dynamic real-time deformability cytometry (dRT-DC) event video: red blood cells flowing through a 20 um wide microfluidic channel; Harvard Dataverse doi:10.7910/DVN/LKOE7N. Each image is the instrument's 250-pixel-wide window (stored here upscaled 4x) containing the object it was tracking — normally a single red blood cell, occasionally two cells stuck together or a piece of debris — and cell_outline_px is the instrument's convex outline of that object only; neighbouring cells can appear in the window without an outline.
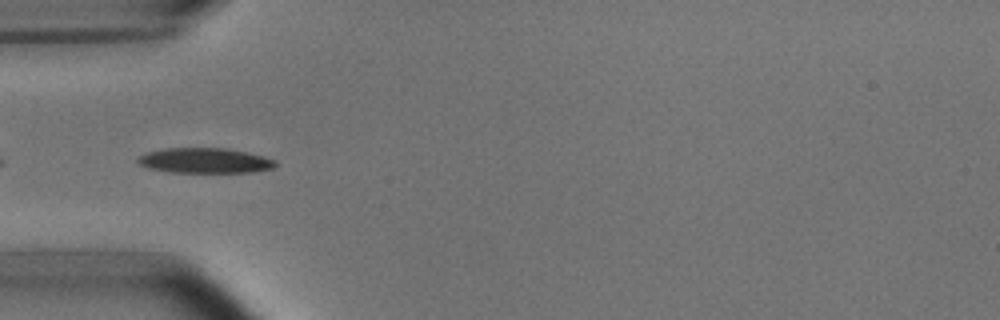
{"species": "common noctule bat (a hibernating species)", "species_latin": "Nyctalus noctula", "temperature_condition": "room temperature", "stored_images_in_passage": 38, "camera_frame_rate_fps": 3000, "um_per_image_px": 0.085, "animal": {"sex": "male", "body_mass_g": 15.6}, "frame": {"image": 1, "passage_image": 2, "time_ms": 0.333, "image_size_px": [1000, 320], "cell_outline_px": [[276, 164], [272, 168], [252, 172], [168, 172], [148, 168], [140, 164], [136, 160], [140, 156], [148, 152], [164, 148], [228, 148], [264, 156], [276, 160]], "centroid_in_image_um": [17.41, 13.64], "position_along_channel_um": 67.6, "area_um2": 20.11}}
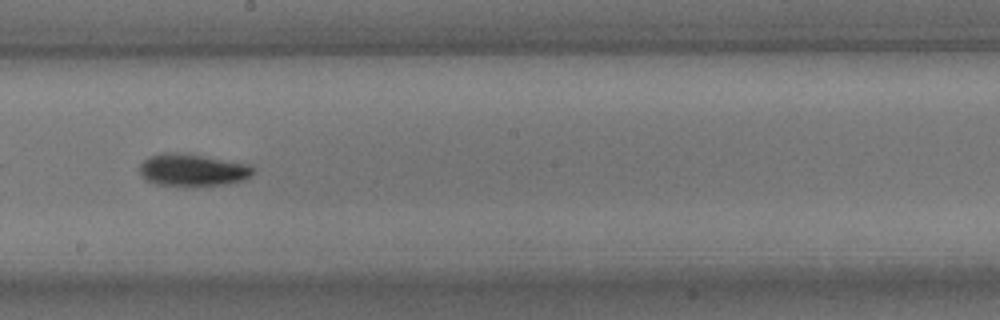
{"frame": {"image": 2, "passage_image": 15, "time_ms": 4.667, "image_size_px": [1000, 320], "cell_outline_px": [[256, 172], [252, 176], [244, 180], [228, 184], [184, 188], [156, 184], [144, 180], [140, 176], [140, 164], [144, 160], [152, 156], [168, 152], [200, 156], [248, 164], [256, 168]], "centroid_in_image_um": [16.39, 14.51], "position_along_channel_um": 231.8, "area_um2": 21.73}}
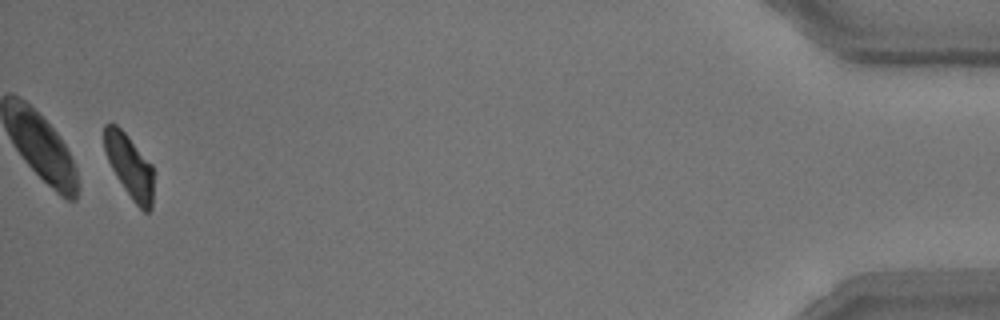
{"frame": {"image": 3, "passage_image": 37, "time_ms": 12.0, "image_size_px": [1000, 320], "cell_outline_px": [[152, 208], [148, 212], [144, 212], [132, 200], [116, 176], [108, 160], [104, 148], [104, 124], [116, 124], [128, 136], [152, 164]], "centroid_in_image_um": [11.0, 14.12], "position_along_channel_um": 424.2, "area_um2": 17.92}, "authors_computed_cell_mechanics": {"area_um2": 20.0277, "velocity_mm_per_s": 3.7833, "shape_relaxation_time_tau1_ms": 2.0173, "shape_relaxation_time_tau2_ms": 4.0507, "deformation_change_tau1": 0.1213, "deformation_change_tau2": 0.0904}}